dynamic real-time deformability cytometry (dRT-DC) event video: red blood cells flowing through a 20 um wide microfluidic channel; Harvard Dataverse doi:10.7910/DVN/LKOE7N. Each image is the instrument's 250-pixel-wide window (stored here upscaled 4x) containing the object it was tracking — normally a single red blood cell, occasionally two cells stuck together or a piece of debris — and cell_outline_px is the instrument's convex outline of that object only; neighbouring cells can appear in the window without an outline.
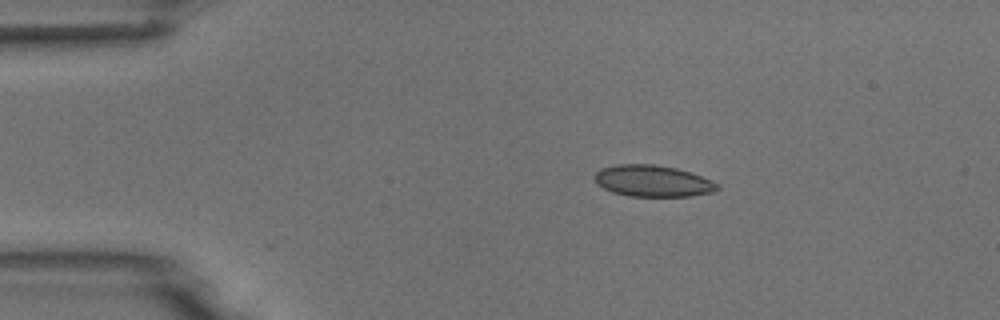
{"species": "common noctule bat (a hibernating species)", "species_latin": "Nyctalus noctula", "temperature_condition": "room temperature", "stored_images_in_passage": 5, "camera_frame_rate_fps": 3000, "um_per_image_px": 0.085, "animal": {"sex": "male", "body_mass_g": 18.8}, "frame": {"image": 1, "passage_image": 2, "time_ms": 1.333, "image_size_px": [1000, 320], "cell_outline_px": [[720, 188], [712, 192], [688, 196], [628, 196], [612, 192], [596, 184], [592, 176], [600, 168], [616, 164], [656, 164], [676, 168], [692, 172], [712, 180], [720, 184]], "centroid_in_image_um": [55.47, 15.37], "position_along_channel_um": 29.5, "area_um2": 22.83}}
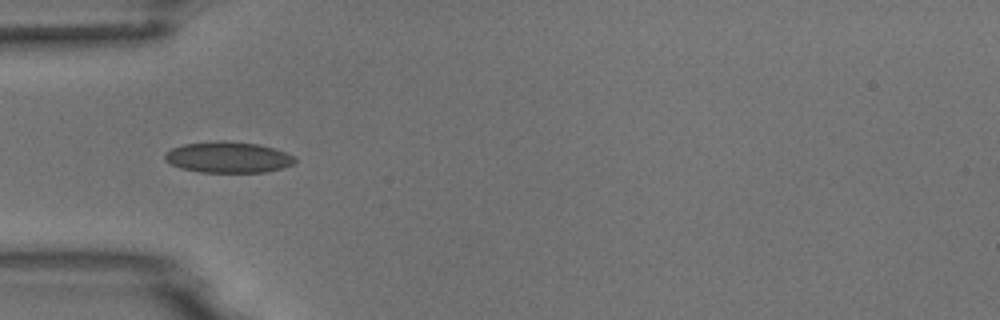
{"frame": {"image": 2, "passage_image": 4, "time_ms": 3.667, "image_size_px": [1000, 320], "cell_outline_px": [[296, 160], [292, 164], [280, 168], [264, 172], [200, 172], [180, 168], [164, 160], [164, 152], [172, 148], [184, 144], [224, 140], [260, 144], [296, 156]], "centroid_in_image_um": [19.36, 13.36], "position_along_channel_um": 65.6, "area_um2": 23.47}}